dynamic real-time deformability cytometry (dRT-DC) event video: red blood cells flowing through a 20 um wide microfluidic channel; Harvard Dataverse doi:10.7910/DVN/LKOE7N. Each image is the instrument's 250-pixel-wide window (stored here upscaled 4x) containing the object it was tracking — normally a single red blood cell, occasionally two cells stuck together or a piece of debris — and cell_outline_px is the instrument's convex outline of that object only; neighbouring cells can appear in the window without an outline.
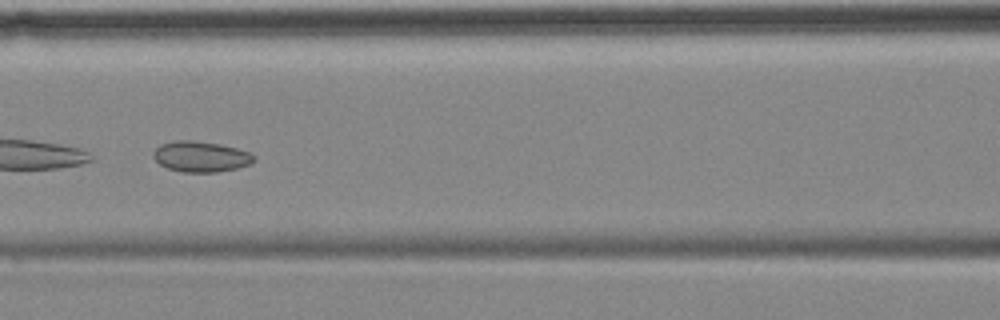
{"species": "common noctule bat (a hibernating species)", "species_latin": "Nyctalus noctula", "temperature_condition": "cold", "stored_images_in_passage": 10, "camera_frame_rate_fps": 3000, "um_per_image_px": 0.085, "animal": {"sex": "female", "body_mass_g": 18.4}, "frame": {"image": 1, "passage_image": 6, "time_ms": 6.0, "image_size_px": [1000, 320], "cell_outline_px": [[256, 160], [252, 164], [236, 168], [216, 172], [180, 172], [168, 168], [160, 164], [152, 156], [152, 152], [160, 144], [176, 140], [192, 140], [220, 144], [252, 152], [256, 156]], "centroid_in_image_um": [17.09, 13.31], "position_along_channel_um": 149.5, "area_um2": 18.21}}